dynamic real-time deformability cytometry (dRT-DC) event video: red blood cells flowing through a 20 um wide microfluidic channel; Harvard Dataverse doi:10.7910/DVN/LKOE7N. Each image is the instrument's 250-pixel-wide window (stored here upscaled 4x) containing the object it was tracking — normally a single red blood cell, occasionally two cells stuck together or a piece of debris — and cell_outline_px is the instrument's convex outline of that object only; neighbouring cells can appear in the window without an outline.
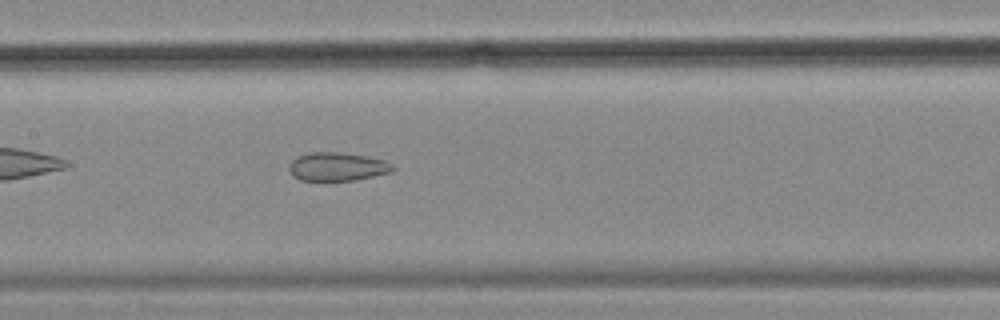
{"species": "common noctule bat (a hibernating species)", "species_latin": "Nyctalus noctula", "temperature_condition": "cold", "stored_images_in_passage": 43, "camera_frame_rate_fps": 3000, "um_per_image_px": 0.085, "animal": {"sex": "female", "body_mass_g": 18.4}, "frame": {"image": 1, "passage_image": 13, "time_ms": 4.0, "image_size_px": [1000, 320], "cell_outline_px": [[396, 168], [392, 172], [356, 180], [300, 180], [292, 176], [288, 168], [288, 164], [296, 156], [308, 152], [340, 152], [364, 156], [384, 160], [392, 164]], "centroid_in_image_um": [28.64, 14.16], "position_along_channel_um": 178.8, "area_um2": 17.34}, "authors_computed_cell_mechanics": {"area_um2": 19.7676, "velocity_mm_per_s": 3.5012, "shape_relaxation_time_tau1_ms": null, "shape_relaxation_time_tau2_ms": 3.7531, "deformation_change_tau1": null, "deformation_change_tau2": 0.1189}}